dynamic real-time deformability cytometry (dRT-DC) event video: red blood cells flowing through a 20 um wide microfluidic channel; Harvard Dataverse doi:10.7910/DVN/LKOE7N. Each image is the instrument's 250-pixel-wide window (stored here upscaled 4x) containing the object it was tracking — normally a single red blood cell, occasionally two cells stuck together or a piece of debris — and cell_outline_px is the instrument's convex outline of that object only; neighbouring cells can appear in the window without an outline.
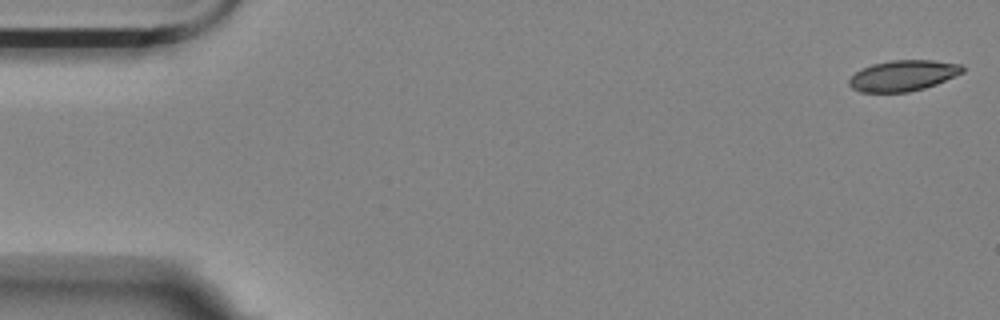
{"species": "Egyptian fruit bat (a non-hibernating species)", "species_latin": "Rousettus aegyptiacus", "temperature_condition": "room temperature", "stored_images_in_passage": 56, "camera_frame_rate_fps": 3000, "um_per_image_px": 0.085, "animal": {"sex": "female"}, "frame": {"image": 1, "passage_image": 1, "time_ms": 0.0, "image_size_px": [1000, 320], "cell_outline_px": [[964, 72], [936, 84], [924, 88], [908, 92], [860, 92], [852, 88], [848, 84], [848, 80], [856, 72], [872, 64], [892, 60], [932, 60], [960, 64], [964, 68]], "centroid_in_image_um": [76.76, 6.43], "position_along_channel_um": 8.2, "area_um2": 20.23}}
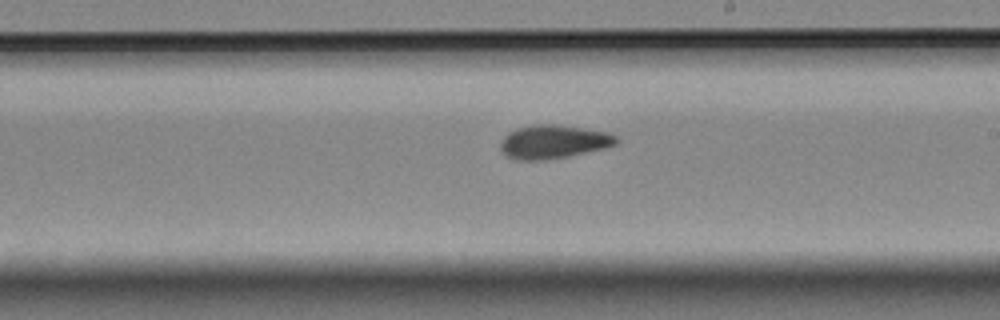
{"frame": {"image": 2, "passage_image": 32, "time_ms": 10.333, "image_size_px": [1000, 320], "cell_outline_px": [[616, 144], [604, 148], [568, 156], [544, 160], [520, 160], [508, 156], [500, 148], [500, 140], [508, 132], [516, 128], [532, 124], [556, 124], [608, 132], [616, 136]], "centroid_in_image_um": [47.0, 12.04], "position_along_channel_um": 242.0, "area_um2": 22.54}}
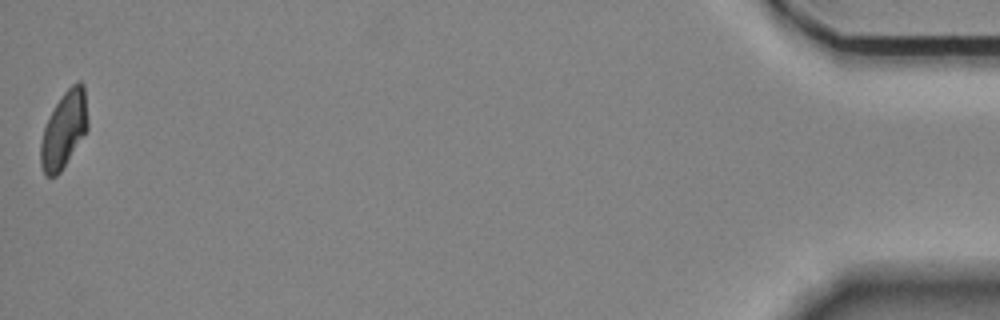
{"frame": {"image": 3, "passage_image": 56, "time_ms": 18.333, "image_size_px": [1000, 320], "cell_outline_px": [[88, 128], [60, 172], [56, 176], [48, 176], [44, 172], [40, 164], [40, 144], [44, 128], [60, 96], [76, 80], [80, 80], [84, 84], [88, 120]], "centroid_in_image_um": [5.45, 10.99], "position_along_channel_um": 429.8, "area_um2": 20.75}, "authors_computed_cell_mechanics": {"area_um2": 21.7039, "velocity_mm_per_s": 3.528, "shape_relaxation_time_tau1_ms": null, "shape_relaxation_time_tau2_ms": 3.4671, "deformation_change_tau1": null, "deformation_change_tau2": 0.0832}}